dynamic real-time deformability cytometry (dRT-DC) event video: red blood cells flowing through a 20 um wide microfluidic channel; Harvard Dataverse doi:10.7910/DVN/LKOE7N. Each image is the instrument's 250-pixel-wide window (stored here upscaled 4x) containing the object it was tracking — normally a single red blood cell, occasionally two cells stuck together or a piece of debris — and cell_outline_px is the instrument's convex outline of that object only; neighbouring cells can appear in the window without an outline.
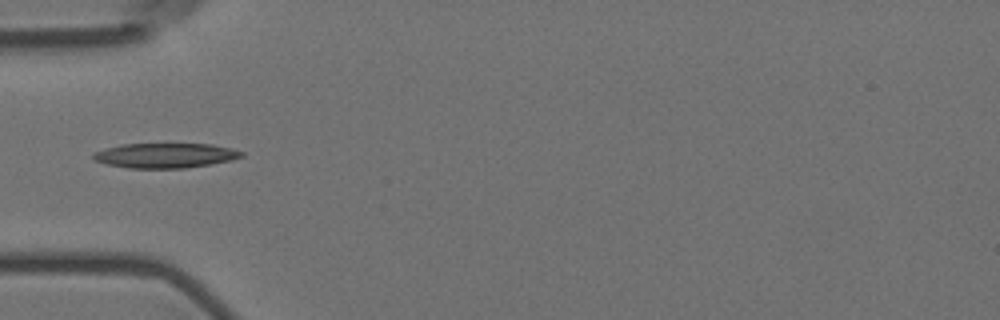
{"species": "Egyptian fruit bat (a non-hibernating species)", "species_latin": "Rousettus aegyptiacus", "temperature_condition": "room temperature", "stored_images_in_passage": 6, "camera_frame_rate_fps": 3000, "um_per_image_px": 0.085, "animal": {"sex": "female"}, "frame": {"image": 1, "passage_image": 6, "time_ms": 1.667, "image_size_px": [1000, 320], "cell_outline_px": [[244, 156], [232, 160], [184, 168], [128, 168], [108, 164], [96, 160], [92, 156], [92, 152], [104, 148], [120, 144], [212, 144], [232, 148], [244, 152]], "centroid_in_image_um": [14.05, 13.21], "position_along_channel_um": 71.0, "area_um2": 21.44}}